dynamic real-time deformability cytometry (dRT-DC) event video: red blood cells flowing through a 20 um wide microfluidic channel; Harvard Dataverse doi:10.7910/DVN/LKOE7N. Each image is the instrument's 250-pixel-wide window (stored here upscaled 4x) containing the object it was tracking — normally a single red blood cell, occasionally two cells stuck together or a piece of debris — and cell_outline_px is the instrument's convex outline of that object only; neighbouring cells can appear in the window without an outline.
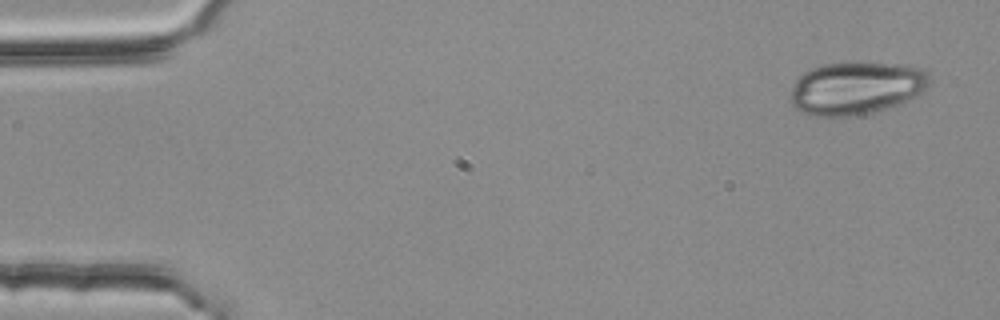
{"species": "common noctule bat (a hibernating species)", "species_latin": "Nyctalus noctula", "temperature_condition": "room temperature", "stored_images_in_passage": 4, "camera_frame_rate_fps": 3000, "um_per_image_px": 0.085, "animal": {"sex": "female", "body_mass_g": 25.1}, "frame": {"image": 1, "passage_image": 1, "time_ms": 0.0, "image_size_px": [1000, 320], "cell_outline_px": [[932, 80], [928, 88], [924, 92], [900, 104], [888, 108], [872, 112], [852, 116], [816, 116], [800, 112], [788, 100], [792, 84], [804, 72], [812, 68], [824, 64], [908, 64], [920, 68], [928, 72]], "centroid_in_image_um": [72.8, 7.51], "position_along_channel_um": 12.2, "area_um2": 42.95}}